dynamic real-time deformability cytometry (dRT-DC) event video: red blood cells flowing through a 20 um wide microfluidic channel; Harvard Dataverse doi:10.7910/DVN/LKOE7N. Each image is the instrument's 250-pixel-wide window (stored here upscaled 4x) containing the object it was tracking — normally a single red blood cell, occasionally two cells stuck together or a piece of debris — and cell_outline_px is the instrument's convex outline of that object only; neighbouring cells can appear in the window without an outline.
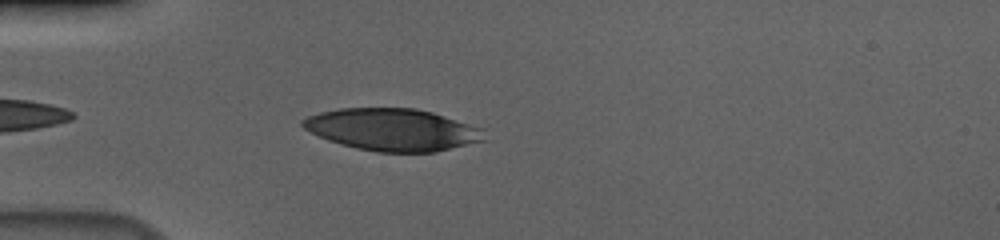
{"species": "human", "species_latin": "Homo sapiens", "temperature_condition": "cold", "stored_images_in_passage": 9, "segment_of_instrument_passage": [1, 2], "camera_frame_rate_fps": 3000, "um_per_image_px": 0.085, "donor": {"sex": "male"}, "frame": {"image": 1, "passage_image": 3, "time_ms": 0.667, "image_size_px": [1000, 240], "cell_outline_px": [[484, 140], [436, 152], [376, 152], [356, 148], [340, 144], [328, 140], [304, 128], [300, 124], [300, 120], [308, 116], [320, 112], [340, 108], [416, 108], [432, 112], [484, 128]], "centroid_in_image_um": [33.36, 11.01], "position_along_channel_um": 51.6, "area_um2": 44.56}}
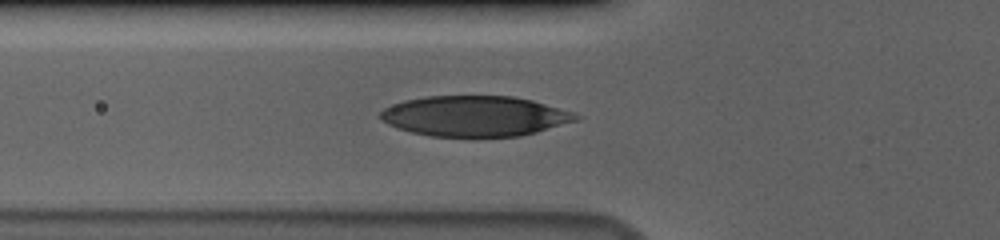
{"frame": {"image": 2, "passage_image": 7, "time_ms": 2.0, "image_size_px": [1000, 240], "cell_outline_px": [[584, 116], [580, 120], [536, 132], [520, 136], [432, 136], [412, 132], [388, 124], [380, 120], [380, 112], [384, 108], [404, 100], [428, 96], [512, 96], [532, 100], [572, 112]], "centroid_in_image_um": [40.39, 9.86], "position_along_channel_um": 85.4, "area_um2": 45.89}}